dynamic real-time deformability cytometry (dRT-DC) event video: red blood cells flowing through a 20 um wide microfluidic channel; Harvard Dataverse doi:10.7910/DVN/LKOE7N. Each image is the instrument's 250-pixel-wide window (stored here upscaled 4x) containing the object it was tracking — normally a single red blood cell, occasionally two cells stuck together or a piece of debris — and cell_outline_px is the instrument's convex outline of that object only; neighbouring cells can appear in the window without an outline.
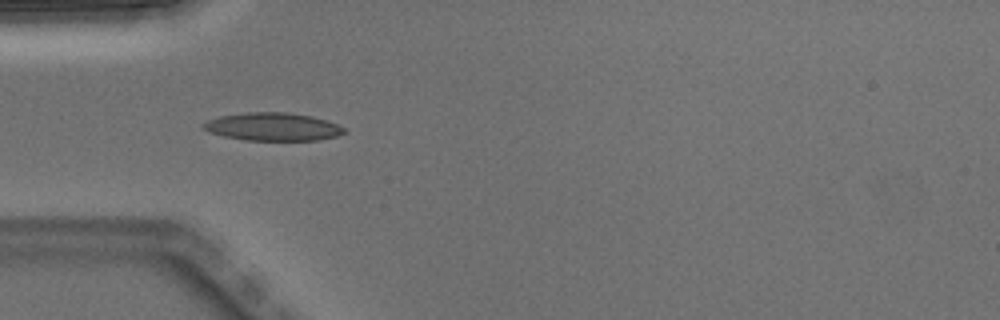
{"species": "Egyptian fruit bat (a non-hibernating species)", "species_latin": "Rousettus aegyptiacus", "temperature_condition": "warm", "stored_images_in_passage": 6, "camera_frame_rate_fps": 3000, "um_per_image_px": 0.085, "animal": {"sex": "male"}, "frame": {"image": 1, "passage_image": 5, "time_ms": 1.333, "image_size_px": [1000, 320], "cell_outline_px": [[344, 132], [336, 136], [316, 140], [248, 140], [224, 136], [208, 132], [200, 124], [208, 120], [220, 116], [248, 112], [284, 112], [312, 116], [328, 120], [344, 128]], "centroid_in_image_um": [23.16, 10.76], "position_along_channel_um": 61.8, "area_um2": 22.77}}